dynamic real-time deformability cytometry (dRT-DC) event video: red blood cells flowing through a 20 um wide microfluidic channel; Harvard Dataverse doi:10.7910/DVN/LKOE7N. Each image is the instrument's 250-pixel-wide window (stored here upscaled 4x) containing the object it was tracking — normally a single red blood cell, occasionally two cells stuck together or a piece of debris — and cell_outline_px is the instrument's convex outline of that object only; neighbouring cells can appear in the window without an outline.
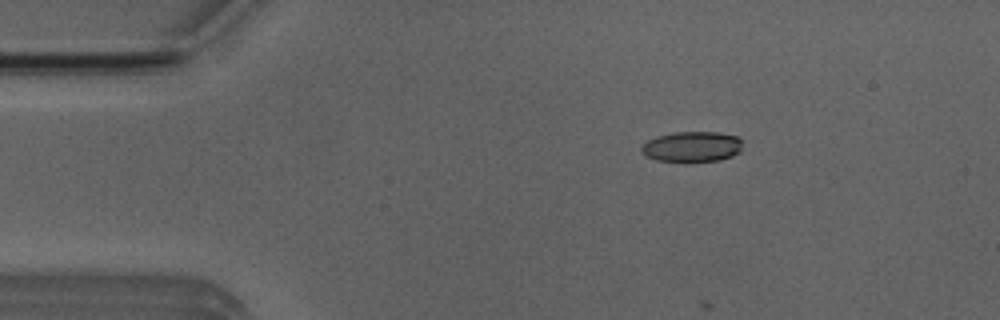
{"species": "Egyptian fruit bat (a non-hibernating species)", "species_latin": "Rousettus aegyptiacus", "temperature_condition": "room temperature", "stored_images_in_passage": 4, "camera_frame_rate_fps": 3000, "um_per_image_px": 0.085, "animal": {"sex": "male"}, "frame": {"image": 1, "passage_image": 1, "time_ms": 0.0, "image_size_px": [1000, 320], "cell_outline_px": [[744, 140], [740, 152], [732, 156], [720, 160], [656, 160], [648, 156], [640, 148], [648, 140], [656, 136], [676, 132], [716, 132], [736, 136]], "centroid_in_image_um": [58.89, 12.44], "position_along_channel_um": 26.1, "area_um2": 17.57}}